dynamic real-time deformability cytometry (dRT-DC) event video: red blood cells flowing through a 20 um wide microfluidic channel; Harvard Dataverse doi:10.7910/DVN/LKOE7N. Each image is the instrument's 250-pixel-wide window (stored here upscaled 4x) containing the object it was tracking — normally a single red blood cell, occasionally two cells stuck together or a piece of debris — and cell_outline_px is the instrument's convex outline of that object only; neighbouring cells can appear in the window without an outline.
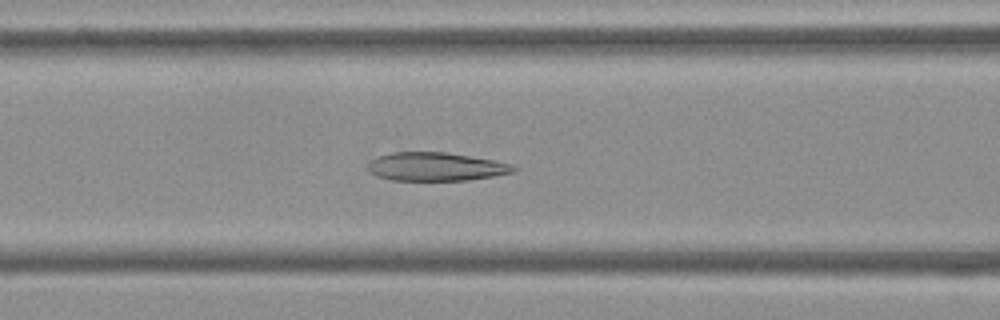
{"species": "Egyptian fruit bat (a non-hibernating species)", "species_latin": "Rousettus aegyptiacus", "temperature_condition": "cold", "stored_images_in_passage": 47, "camera_frame_rate_fps": 3000, "um_per_image_px": 0.085, "frame": {"image": 1, "passage_image": 15, "time_ms": 4.667, "image_size_px": [1000, 320], "cell_outline_px": [[520, 168], [516, 172], [468, 180], [392, 180], [376, 176], [368, 172], [368, 160], [376, 156], [392, 152], [444, 152], [492, 160], [512, 164]], "centroid_in_image_um": [37.01, 14.17], "position_along_channel_um": 129.6, "area_um2": 24.28}}
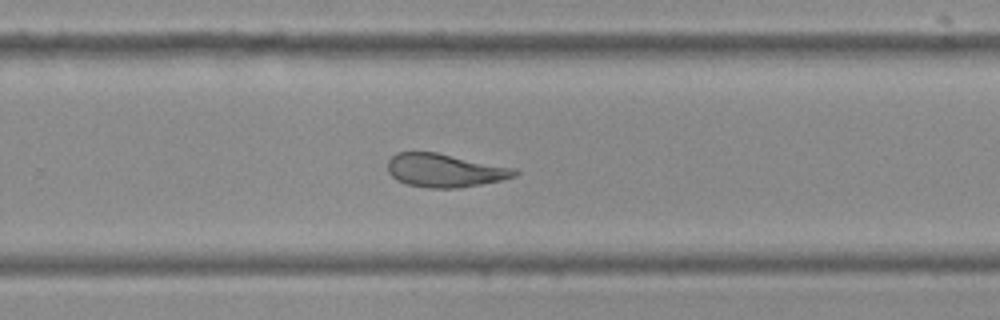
{"frame": {"image": 2, "passage_image": 28, "time_ms": 9.0, "image_size_px": [1000, 320], "cell_outline_px": [[520, 172], [516, 176], [500, 180], [480, 184], [456, 188], [428, 188], [404, 184], [396, 180], [388, 172], [388, 160], [396, 152], [436, 152], [516, 168]], "centroid_in_image_um": [37.79, 14.48], "position_along_channel_um": 292.0, "area_um2": 24.8}}
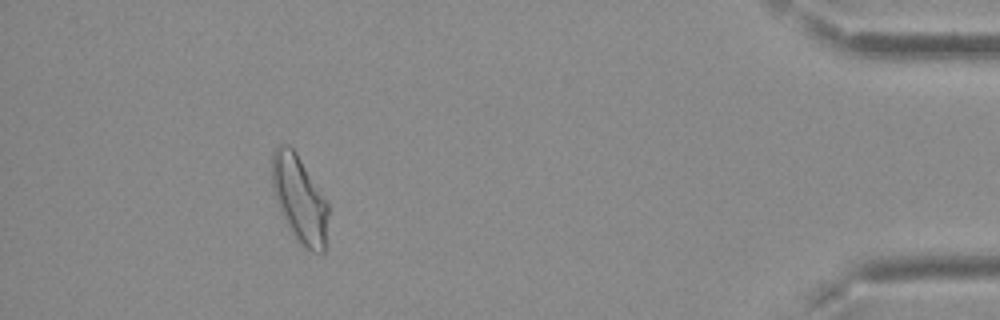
{"frame": {"image": 3, "passage_image": 42, "time_ms": 13.667, "image_size_px": [1000, 320], "cell_outline_px": [[328, 212], [324, 252], [312, 252], [304, 248], [300, 244], [284, 220], [280, 212], [272, 188], [272, 152], [276, 144], [288, 144], [296, 152], [328, 204]], "centroid_in_image_um": [25.43, 16.91], "position_along_channel_um": 409.8, "area_um2": 28.26}, "authors_computed_cell_mechanics": {"area_um2": 25.9522, "velocity_mm_per_s": 3.7511, "shape_relaxation_time_tau1_ms": 10.6666, "shape_relaxation_time_tau2_ms": 2.8069, "deformation_change_tau1": 0.2394, "deformation_change_tau2": 0.1067}}